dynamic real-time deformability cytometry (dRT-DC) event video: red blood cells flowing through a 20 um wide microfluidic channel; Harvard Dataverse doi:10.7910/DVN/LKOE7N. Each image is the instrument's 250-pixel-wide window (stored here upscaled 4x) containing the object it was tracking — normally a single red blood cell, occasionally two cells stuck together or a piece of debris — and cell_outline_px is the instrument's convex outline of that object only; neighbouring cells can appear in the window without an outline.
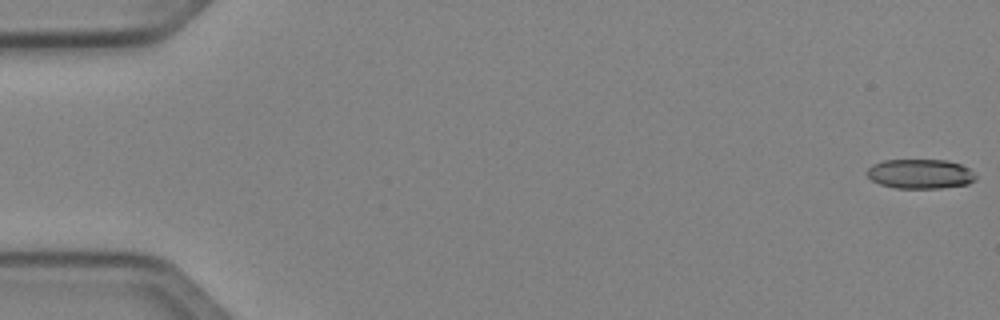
{"species": "Egyptian fruit bat (a non-hibernating species)", "species_latin": "Rousettus aegyptiacus", "temperature_condition": "cold", "stored_images_in_passage": 51, "camera_frame_rate_fps": 3000, "um_per_image_px": 0.085, "animal": {"sex": "female"}, "frame": {"image": 1, "passage_image": 1, "time_ms": 0.0, "image_size_px": [1000, 320], "cell_outline_px": [[976, 180], [968, 184], [940, 188], [896, 188], [880, 184], [872, 180], [864, 172], [872, 164], [884, 160], [944, 160], [960, 164], [968, 168], [976, 176]], "centroid_in_image_um": [78.19, 14.78], "position_along_channel_um": 6.8, "area_um2": 18.73}}
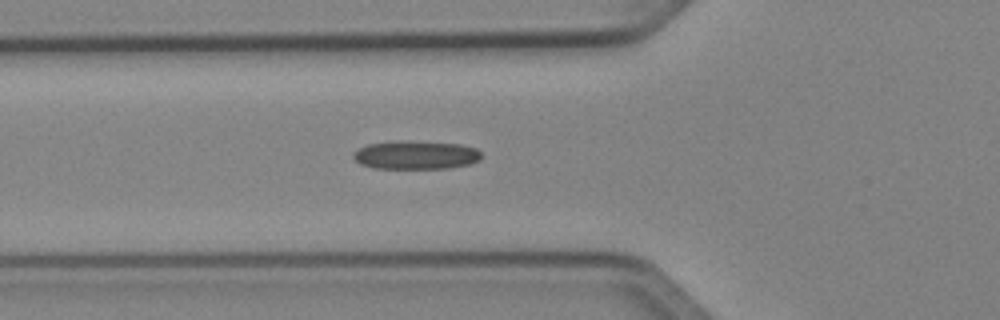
{"frame": {"image": 2, "passage_image": 19, "time_ms": 6.0, "image_size_px": [1000, 320], "cell_outline_px": [[484, 156], [480, 160], [468, 164], [448, 168], [376, 168], [360, 164], [352, 156], [352, 152], [368, 144], [408, 140], [460, 144], [476, 148]], "centroid_in_image_um": [35.37, 13.17], "position_along_channel_um": 90.4, "area_um2": 21.27}}
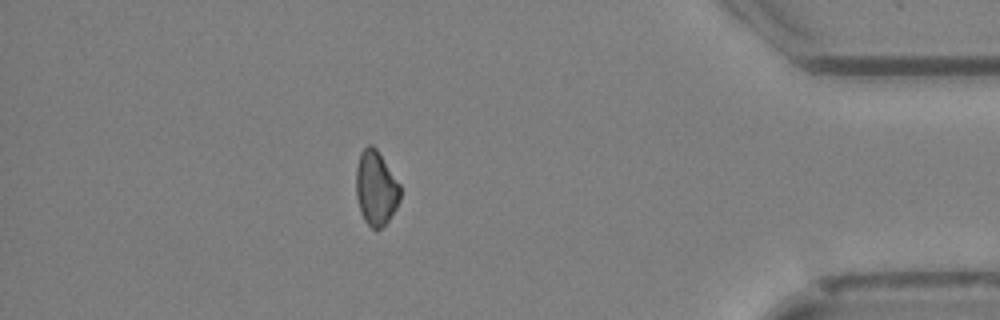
{"frame": {"image": 3, "passage_image": 45, "time_ms": 14.667, "image_size_px": [1000, 320], "cell_outline_px": [[400, 200], [396, 208], [388, 220], [376, 232], [364, 220], [360, 212], [356, 196], [356, 168], [360, 152], [368, 144], [372, 144], [376, 148], [400, 184]], "centroid_in_image_um": [31.94, 15.99], "position_along_channel_um": 403.3, "area_um2": 19.25}}